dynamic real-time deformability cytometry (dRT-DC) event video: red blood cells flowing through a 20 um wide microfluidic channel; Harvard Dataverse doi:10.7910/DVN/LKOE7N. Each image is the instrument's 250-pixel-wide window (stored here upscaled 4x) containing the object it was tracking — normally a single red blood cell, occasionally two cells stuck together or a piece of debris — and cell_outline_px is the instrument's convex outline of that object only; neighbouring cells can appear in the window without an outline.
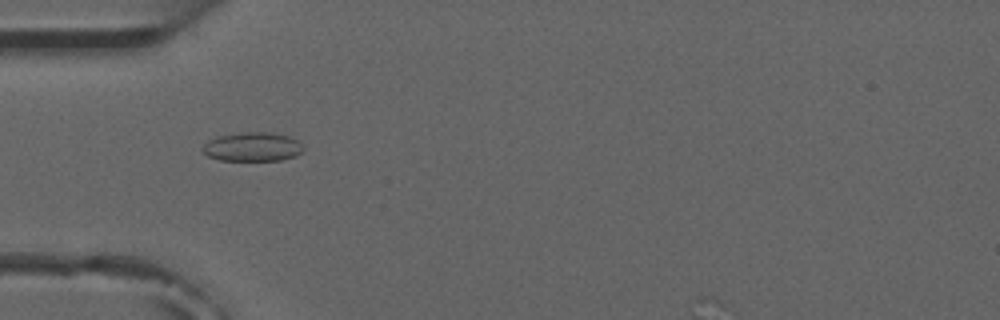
{"species": "common noctule bat (a hibernating species)", "species_latin": "Nyctalus noctula", "temperature_condition": "room temperature", "stored_images_in_passage": 6, "camera_frame_rate_fps": 3000, "um_per_image_px": 0.085, "animal": {"sex": "male", "forearm_length_mm": 52.5}, "frame": {"image": 1, "passage_image": 4, "time_ms": 4.333, "image_size_px": [1000, 320], "cell_outline_px": [[304, 148], [296, 156], [280, 160], [220, 160], [208, 156], [200, 152], [200, 148], [208, 140], [216, 136], [244, 132], [268, 132], [288, 136], [300, 140]], "centroid_in_image_um": [21.43, 12.47], "position_along_channel_um": 63.6, "area_um2": 17.22}}
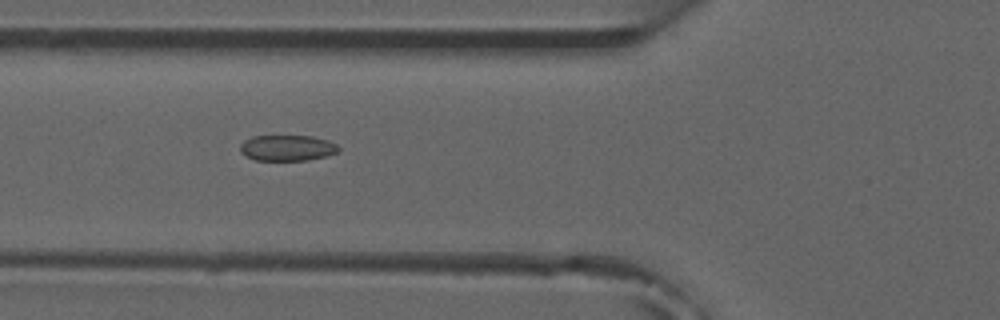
{"frame": {"image": 2, "passage_image": 5, "time_ms": 5.333, "image_size_px": [1000, 320], "cell_outline_px": [[340, 148], [336, 152], [324, 156], [308, 160], [256, 160], [240, 152], [240, 144], [244, 140], [252, 136], [312, 136], [328, 140], [336, 144]], "centroid_in_image_um": [24.4, 12.56], "position_along_channel_um": 101.4, "area_um2": 14.68}}
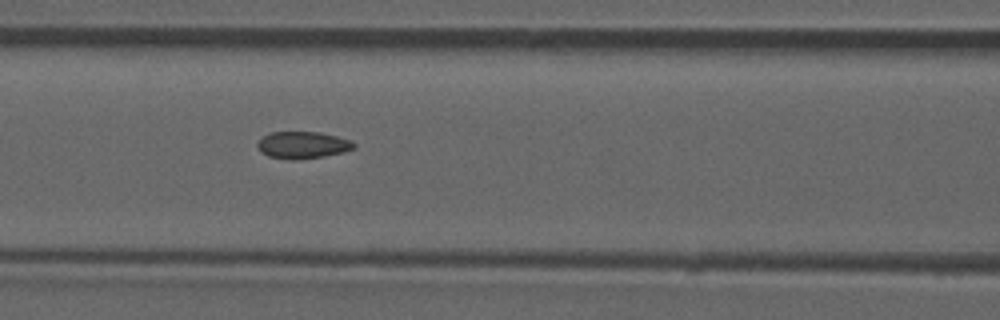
{"frame": {"image": 3, "passage_image": 6, "time_ms": 6.333, "image_size_px": [1000, 320], "cell_outline_px": [[356, 144], [352, 148], [344, 152], [324, 156], [296, 160], [292, 160], [268, 156], [260, 152], [256, 144], [264, 136], [272, 132], [320, 132], [352, 140]], "centroid_in_image_um": [25.72, 12.33], "position_along_channel_um": 140.9, "area_um2": 15.14}}